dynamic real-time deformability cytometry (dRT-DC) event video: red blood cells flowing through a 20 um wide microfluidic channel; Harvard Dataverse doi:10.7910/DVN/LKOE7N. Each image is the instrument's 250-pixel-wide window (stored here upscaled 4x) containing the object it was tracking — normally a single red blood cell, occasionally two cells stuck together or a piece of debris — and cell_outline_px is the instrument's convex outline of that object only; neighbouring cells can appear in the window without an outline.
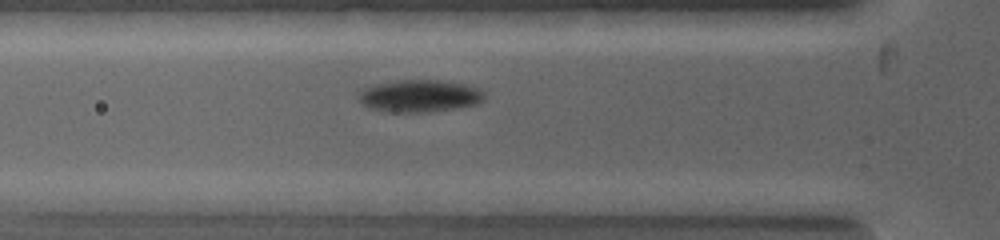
{"species": "common noctule bat (a hibernating species)", "species_latin": "Nyctalus noctula", "temperature_condition": "warm", "stored_images_in_passage": 3, "camera_frame_rate_fps": 5000, "um_per_image_px": 0.085, "animal": {"sex": "female", "body_mass_g": 19.0, "forearm_length_mm": 53.3}, "frame": {"image": 1, "passage_image": 3, "time_ms": 2.0, "image_size_px": [1000, 240], "cell_outline_px": [[484, 100], [476, 104], [456, 108], [416, 112], [388, 112], [368, 108], [360, 100], [360, 92], [376, 84], [404, 80], [440, 80], [464, 84], [476, 88], [484, 92]], "centroid_in_image_um": [35.69, 8.16], "position_along_channel_um": 90.1, "area_um2": 23.12}}